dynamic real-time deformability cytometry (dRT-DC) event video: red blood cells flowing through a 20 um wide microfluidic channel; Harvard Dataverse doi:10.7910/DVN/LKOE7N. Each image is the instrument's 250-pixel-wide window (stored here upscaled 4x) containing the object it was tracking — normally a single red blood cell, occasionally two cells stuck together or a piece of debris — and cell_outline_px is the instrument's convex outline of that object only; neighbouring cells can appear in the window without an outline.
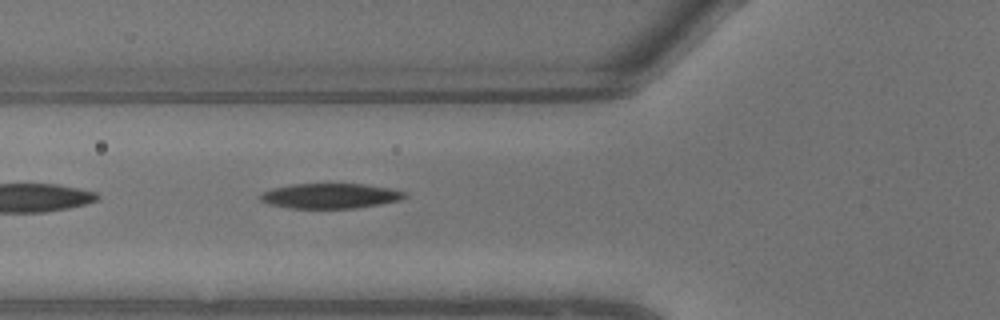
{"species": "common noctule bat (a hibernating species)", "species_latin": "Nyctalus noctula", "temperature_condition": "warm", "stored_images_in_passage": 3, "camera_frame_rate_fps": 3000, "um_per_image_px": 0.085, "animal": {"sex": "male", "body_mass_g": 13.3}, "frame": {"image": 1, "passage_image": 3, "time_ms": 0.667, "image_size_px": [1000, 320], "cell_outline_px": [[408, 196], [400, 200], [380, 204], [356, 208], [288, 208], [268, 204], [260, 200], [260, 196], [264, 192], [272, 188], [292, 184], [364, 184], [388, 188], [404, 192]], "centroid_in_image_um": [28.06, 16.65], "position_along_channel_um": 97.7, "area_um2": 20.98}}